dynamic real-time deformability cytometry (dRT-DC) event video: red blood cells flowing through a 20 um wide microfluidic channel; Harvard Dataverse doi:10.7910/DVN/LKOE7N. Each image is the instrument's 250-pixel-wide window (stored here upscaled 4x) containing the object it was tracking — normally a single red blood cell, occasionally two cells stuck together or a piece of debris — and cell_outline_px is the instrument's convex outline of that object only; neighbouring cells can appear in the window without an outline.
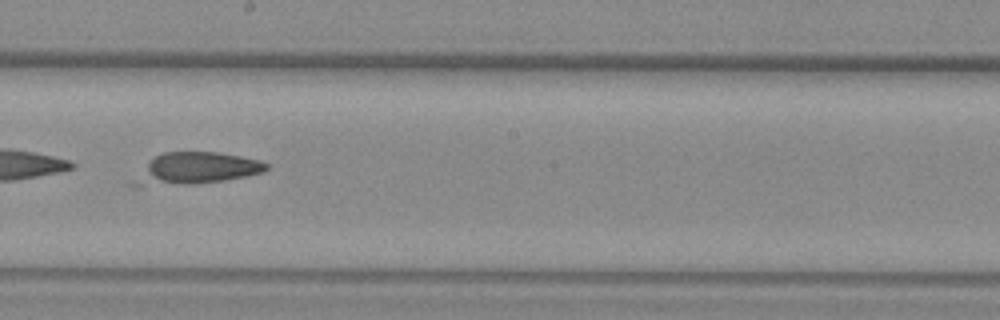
{"species": "common noctule bat (a hibernating species)", "species_latin": "Nyctalus noctula", "temperature_condition": "warm", "stored_images_in_passage": 43, "camera_frame_rate_fps": 3000, "um_per_image_px": 0.085, "animal": {"sex": "female", "body_mass_g": 29.2, "forearm_length_mm": 56.3}, "frame": {"image": 1, "passage_image": 21, "time_ms": 6.667, "image_size_px": [1000, 320], "cell_outline_px": [[268, 168], [264, 172], [224, 180], [192, 184], [140, 188], [132, 188], [128, 184], [156, 156], [164, 152], [220, 152], [260, 160], [268, 164]], "centroid_in_image_um": [16.59, 14.36], "position_along_channel_um": 231.6, "area_um2": 24.74}, "authors_computed_cell_mechanics": {"area_um2": 23.8136, "velocity_mm_per_s": 3.9168, "shape_relaxation_time_tau1_ms": null, "shape_relaxation_time_tau2_ms": 9.3759, "deformation_change_tau1": null, "deformation_change_tau2": 0.3411}}